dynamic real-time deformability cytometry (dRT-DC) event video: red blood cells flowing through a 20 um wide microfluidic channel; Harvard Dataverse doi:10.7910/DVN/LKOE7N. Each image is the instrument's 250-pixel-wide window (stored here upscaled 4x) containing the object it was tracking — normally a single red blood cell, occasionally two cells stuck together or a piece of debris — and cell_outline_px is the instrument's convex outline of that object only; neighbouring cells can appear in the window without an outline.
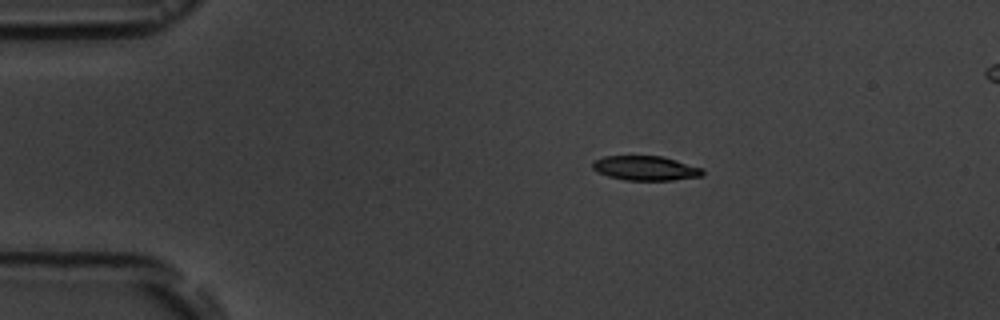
{"species": "common noctule bat (a hibernating species)", "species_latin": "Nyctalus noctula", "temperature_condition": "room temperature", "stored_images_in_passage": 47, "camera_frame_rate_fps": 3000, "um_per_image_px": 0.085, "animal": {"sex": "male", "body_mass_g": 19.5, "forearm_length_mm": 54.6}, "frame": {"image": 1, "passage_image": 1, "time_ms": 0.0, "image_size_px": [1000, 320], "cell_outline_px": [[704, 172], [700, 176], [672, 180], [624, 180], [608, 176], [596, 172], [592, 168], [592, 160], [604, 156], [660, 156], [676, 160], [700, 168]], "centroid_in_image_um": [54.78, 14.29], "position_along_channel_um": 30.2, "area_um2": 15.61}}
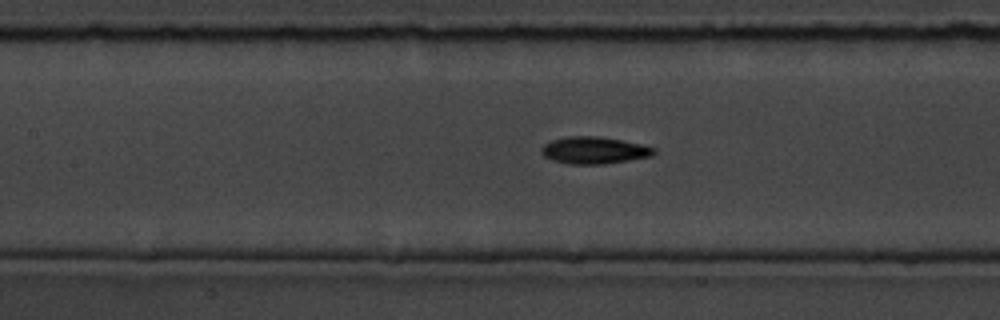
{"frame": {"image": 2, "passage_image": 16, "time_ms": 5.0, "image_size_px": [1000, 320], "cell_outline_px": [[656, 152], [652, 156], [604, 164], [568, 164], [552, 160], [544, 156], [540, 152], [540, 148], [544, 144], [552, 140], [568, 136], [600, 136], [640, 144], [656, 148]], "centroid_in_image_um": [50.47, 12.77], "position_along_channel_um": 156.9, "area_um2": 17.74}}
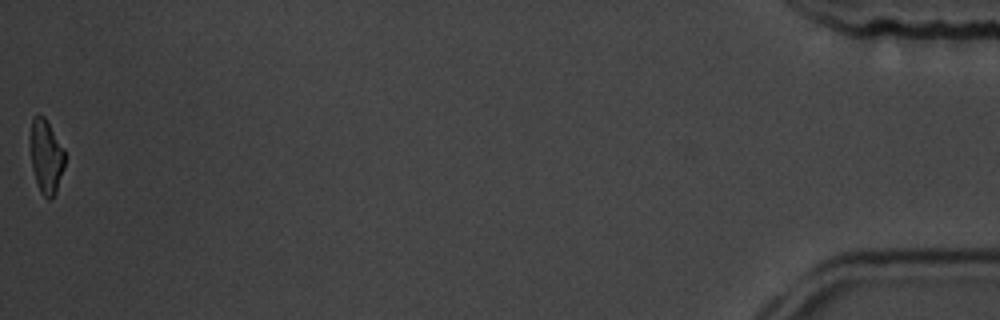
{"frame": {"image": 3, "passage_image": 47, "time_ms": 15.333, "image_size_px": [1000, 320], "cell_outline_px": [[64, 168], [56, 192], [52, 200], [48, 200], [40, 192], [32, 168], [32, 116], [44, 116], [64, 148]], "centroid_in_image_um": [3.96, 13.36], "position_along_channel_um": 431.2, "area_um2": 14.45}, "authors_computed_cell_mechanics": {"area_um2": 16.7042, "velocity_mm_per_s": 3.6182, "shape_relaxation_time_tau1_ms": 4.2515, "shape_relaxation_time_tau2_ms": 3.4629, "deformation_change_tau1": 0.1451, "deformation_change_tau2": 0.0875}}